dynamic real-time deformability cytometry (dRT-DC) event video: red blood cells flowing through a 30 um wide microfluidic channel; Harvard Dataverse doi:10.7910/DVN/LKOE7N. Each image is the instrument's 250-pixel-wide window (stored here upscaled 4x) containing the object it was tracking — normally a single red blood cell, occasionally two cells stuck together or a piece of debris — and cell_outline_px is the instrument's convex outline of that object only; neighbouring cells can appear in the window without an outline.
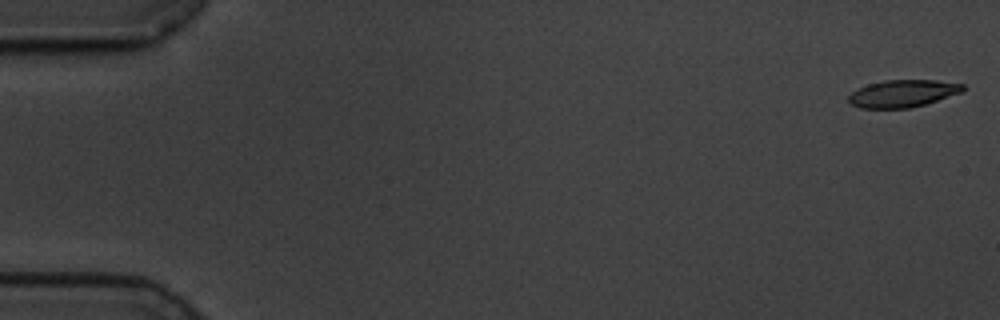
{"species": "common noctule bat (a hibernating species)", "species_latin": "Nyctalus noctula", "temperature_condition": "cold", "stored_images_in_passage": 58, "camera_frame_rate_fps": 3000, "um_per_image_px": 0.085, "animal": {"sex": "male", "body_mass_g": 19.5, "forearm_length_mm": 54.6}, "frame": {"image": 1, "passage_image": 1, "time_ms": 0.0, "image_size_px": [1000, 320], "cell_outline_px": [[964, 92], [924, 104], [908, 108], [860, 108], [852, 104], [848, 100], [848, 96], [856, 88], [868, 84], [884, 80], [936, 80], [964, 84]], "centroid_in_image_um": [76.73, 7.94], "position_along_channel_um": 8.3, "area_um2": 18.21}}
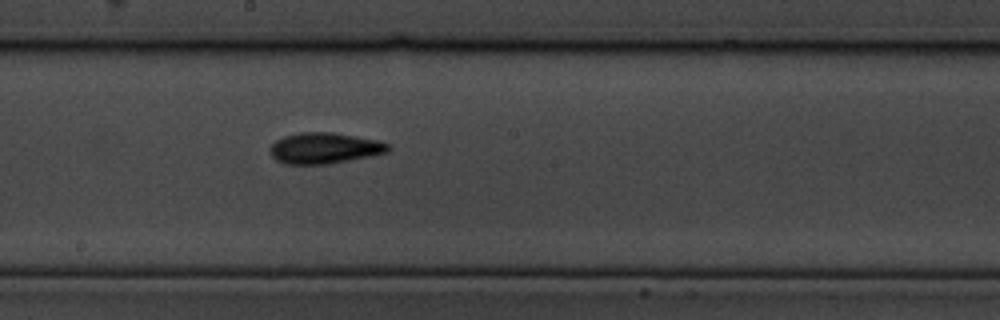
{"frame": {"image": 2, "passage_image": 32, "time_ms": 10.333, "image_size_px": [1000, 320], "cell_outline_px": [[392, 148], [388, 152], [372, 156], [328, 164], [284, 164], [276, 160], [272, 156], [268, 148], [276, 140], [284, 136], [300, 132], [332, 132], [376, 140], [388, 144]], "centroid_in_image_um": [27.56, 12.6], "position_along_channel_um": 220.6, "area_um2": 21.39}}
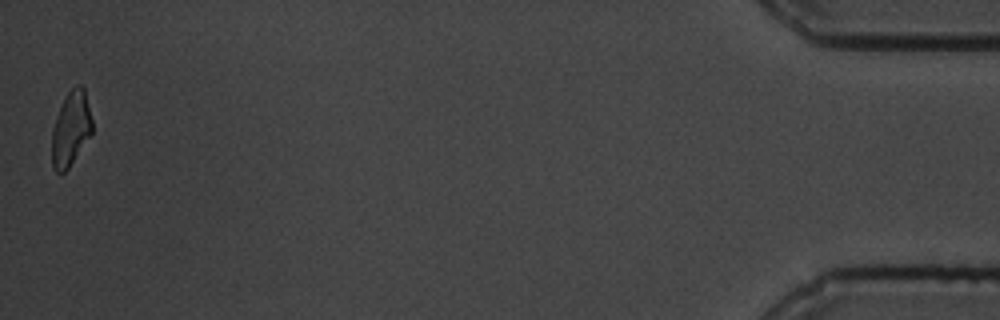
{"frame": {"image": 3, "passage_image": 58, "time_ms": 19.0, "image_size_px": [1000, 320], "cell_outline_px": [[92, 132], [68, 168], [60, 176], [52, 168], [52, 128], [56, 116], [68, 92], [76, 84], [80, 84], [84, 88], [92, 120]], "centroid_in_image_um": [6.0, 10.96], "position_along_channel_um": 429.2, "area_um2": 17.34}, "authors_computed_cell_mechanics": {"area_um2": 19.363, "velocity_mm_per_s": 3.4404, "shape_relaxation_time_tau1_ms": 3.8451, "shape_relaxation_time_tau2_ms": 4.6162, "deformation_change_tau1": 0.1321, "deformation_change_tau2": 0.1225}}